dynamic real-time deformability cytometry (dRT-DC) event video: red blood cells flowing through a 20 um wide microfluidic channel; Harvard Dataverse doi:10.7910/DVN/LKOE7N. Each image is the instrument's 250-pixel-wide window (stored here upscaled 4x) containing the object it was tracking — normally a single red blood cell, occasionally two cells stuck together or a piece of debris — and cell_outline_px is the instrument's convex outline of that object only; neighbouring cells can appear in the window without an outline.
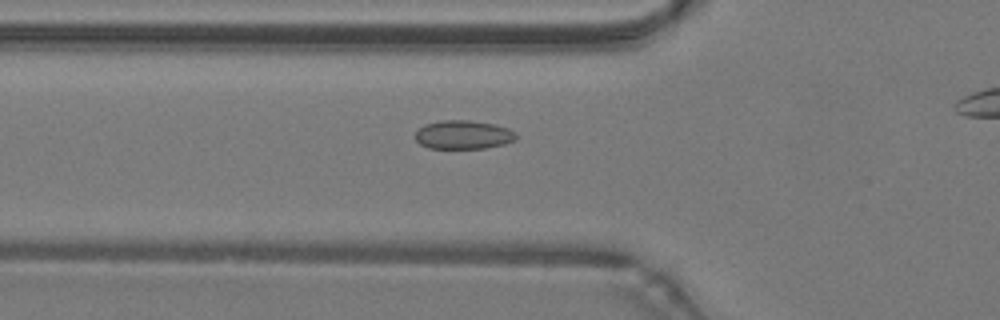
{"species": "common noctule bat (a hibernating species)", "species_latin": "Nyctalus noctula", "temperature_condition": "warm", "stored_images_in_passage": 33, "camera_frame_rate_fps": 3000, "um_per_image_px": 0.085, "animal": {"sex": "male", "body_mass_g": 19.2, "forearm_length_mm": 51.8}, "frame": {"image": 1, "passage_image": 8, "time_ms": 2.333, "image_size_px": [1000, 320], "cell_outline_px": [[516, 140], [504, 144], [484, 148], [428, 148], [420, 144], [416, 140], [416, 132], [424, 124], [440, 120], [468, 120], [496, 124], [508, 128], [516, 132]], "centroid_in_image_um": [39.39, 11.44], "position_along_channel_um": 86.4, "area_um2": 16.94}}
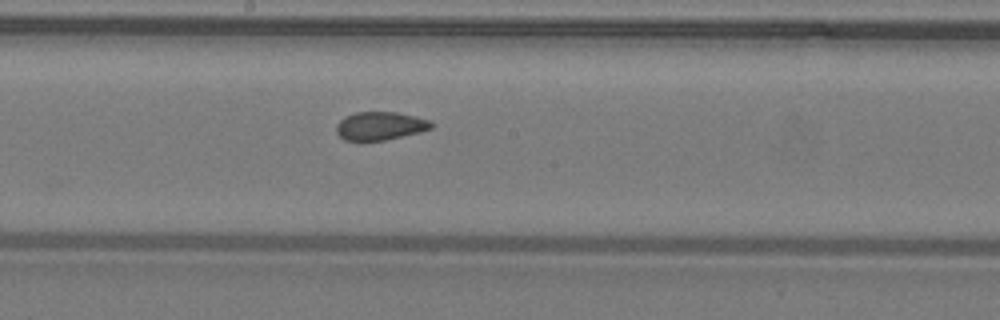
{"frame": {"image": 2, "passage_image": 17, "time_ms": 5.333, "image_size_px": [1000, 320], "cell_outline_px": [[432, 128], [420, 132], [384, 140], [344, 140], [336, 132], [336, 124], [344, 116], [356, 112], [396, 112], [416, 116], [432, 120]], "centroid_in_image_um": [32.31, 10.69], "position_along_channel_um": 215.9, "area_um2": 15.66}}
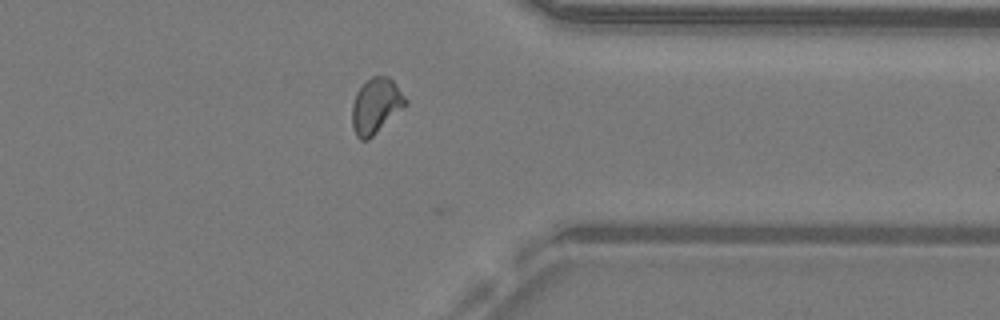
{"frame": {"image": 3, "passage_image": 29, "time_ms": 9.333, "image_size_px": [1000, 320], "cell_outline_px": [[408, 104], [368, 140], [360, 140], [356, 136], [352, 128], [352, 104], [356, 92], [372, 76], [388, 76], [396, 84], [408, 100]], "centroid_in_image_um": [31.95, 9.01], "position_along_channel_um": 379.4, "area_um2": 17.22}, "authors_computed_cell_mechanics": {"area_um2": 16.5886, "velocity_mm_per_s": 4.2874, "shape_relaxation_time_tau1_ms": null, "shape_relaxation_time_tau2_ms": 1.1285, "deformation_change_tau1": null, "deformation_change_tau2": 0.0445}}